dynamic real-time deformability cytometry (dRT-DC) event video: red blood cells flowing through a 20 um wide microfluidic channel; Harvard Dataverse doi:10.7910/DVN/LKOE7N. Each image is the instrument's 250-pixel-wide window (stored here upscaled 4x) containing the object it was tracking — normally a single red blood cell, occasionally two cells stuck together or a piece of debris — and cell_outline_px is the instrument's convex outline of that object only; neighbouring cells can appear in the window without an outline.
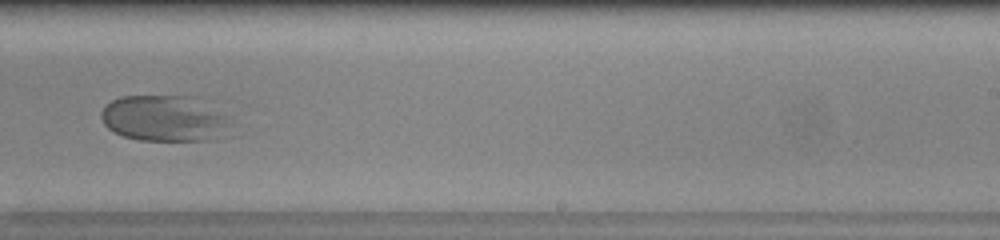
{"species": "human", "species_latin": "Homo sapiens", "temperature_condition": "warm", "stored_images_in_passage": 49, "camera_frame_rate_fps": 3000, "um_per_image_px": 0.085, "donor": {"sex": "female"}, "frame": {"image": 1, "passage_image": 33, "time_ms": 10.667, "image_size_px": [1000, 240], "cell_outline_px": [[224, 128], [204, 140], [140, 140], [124, 136], [108, 128], [104, 124], [100, 116], [100, 112], [104, 104], [120, 96], [196, 96], [224, 116]], "centroid_in_image_um": [13.77, 10.02], "position_along_channel_um": 275.2, "area_um2": 33.58}}